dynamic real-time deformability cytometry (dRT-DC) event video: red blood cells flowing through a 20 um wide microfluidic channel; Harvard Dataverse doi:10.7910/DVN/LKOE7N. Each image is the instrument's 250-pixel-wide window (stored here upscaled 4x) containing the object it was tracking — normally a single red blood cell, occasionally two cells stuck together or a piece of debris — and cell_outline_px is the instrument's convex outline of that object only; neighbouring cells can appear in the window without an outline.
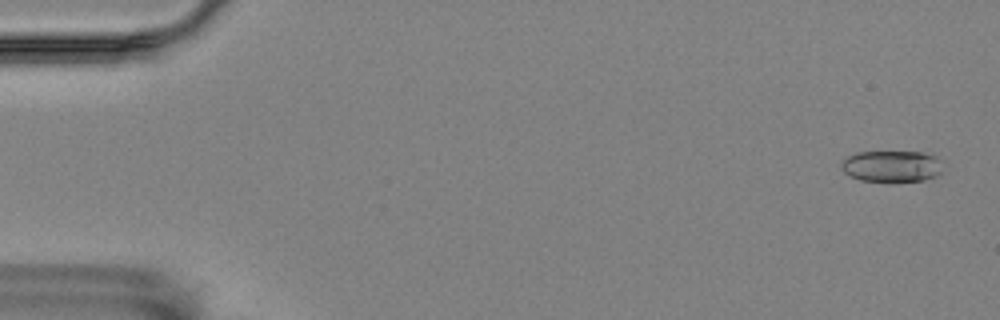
{"species": "Egyptian fruit bat (a non-hibernating species)", "species_latin": "Rousettus aegyptiacus", "temperature_condition": "room temperature", "stored_images_in_passage": 57, "camera_frame_rate_fps": 3000, "um_per_image_px": 0.085, "animal": {"sex": "female"}, "frame": {"image": 1, "passage_image": 2, "time_ms": 0.333, "image_size_px": [1000, 320], "cell_outline_px": [[940, 172], [936, 176], [924, 180], [892, 184], [888, 184], [860, 180], [844, 172], [840, 168], [840, 164], [848, 156], [856, 152], [932, 152], [940, 160]], "centroid_in_image_um": [75.8, 14.16], "position_along_channel_um": 9.2, "area_um2": 19.31}}
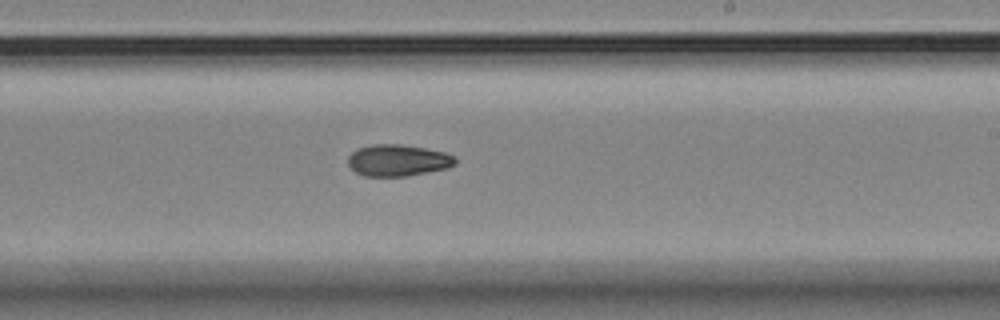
{"frame": {"image": 2, "passage_image": 34, "time_ms": 11.0, "image_size_px": [1000, 320], "cell_outline_px": [[456, 164], [448, 168], [404, 176], [364, 176], [356, 172], [348, 164], [348, 156], [356, 148], [372, 144], [400, 144], [424, 148], [444, 152], [456, 156]], "centroid_in_image_um": [33.81, 13.62], "position_along_channel_um": 255.2, "area_um2": 19.77}}
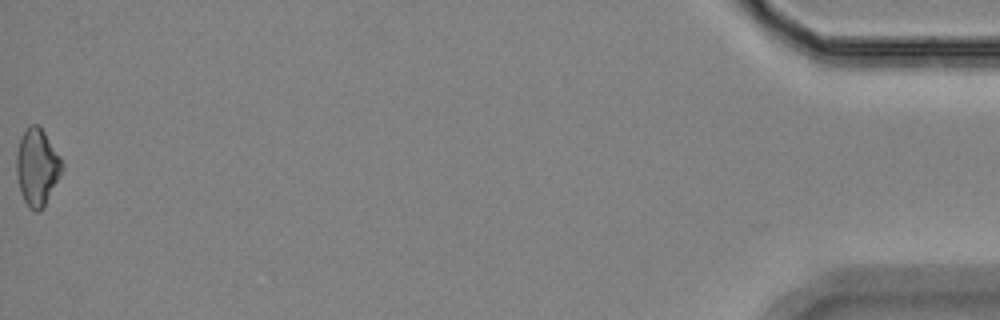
{"frame": {"image": 3, "passage_image": 57, "time_ms": 18.667, "image_size_px": [1000, 320], "cell_outline_px": [[64, 168], [44, 204], [36, 212], [28, 208], [20, 192], [16, 172], [16, 156], [20, 136], [32, 124], [36, 124], [44, 132], [64, 164]], "centroid_in_image_um": [3.13, 14.2], "position_along_channel_um": 432.1, "area_um2": 20.0}}